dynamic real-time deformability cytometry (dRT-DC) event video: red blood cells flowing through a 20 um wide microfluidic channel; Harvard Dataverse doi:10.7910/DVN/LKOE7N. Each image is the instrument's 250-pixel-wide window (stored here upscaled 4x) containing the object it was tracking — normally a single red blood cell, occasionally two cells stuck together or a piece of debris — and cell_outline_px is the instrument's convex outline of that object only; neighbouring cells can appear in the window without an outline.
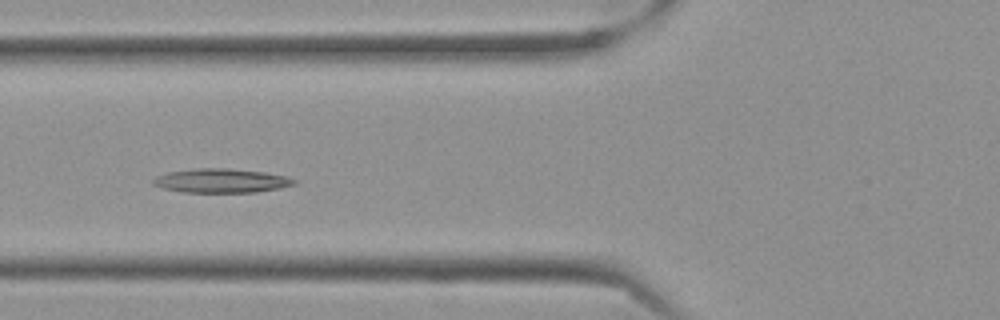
{"species": "Egyptian fruit bat (a non-hibernating species)", "species_latin": "Rousettus aegyptiacus", "temperature_condition": "cold", "stored_images_in_passage": 44, "camera_frame_rate_fps": 3000, "um_per_image_px": 0.085, "frame": {"image": 1, "passage_image": 18, "time_ms": 5.667, "image_size_px": [1000, 320], "cell_outline_px": [[300, 180], [296, 184], [280, 188], [256, 192], [184, 192], [164, 188], [152, 184], [152, 180], [156, 176], [168, 172], [196, 168], [228, 168], [264, 172], [284, 176]], "centroid_in_image_um": [18.83, 15.35], "position_along_channel_um": 107.0, "area_um2": 19.77}}
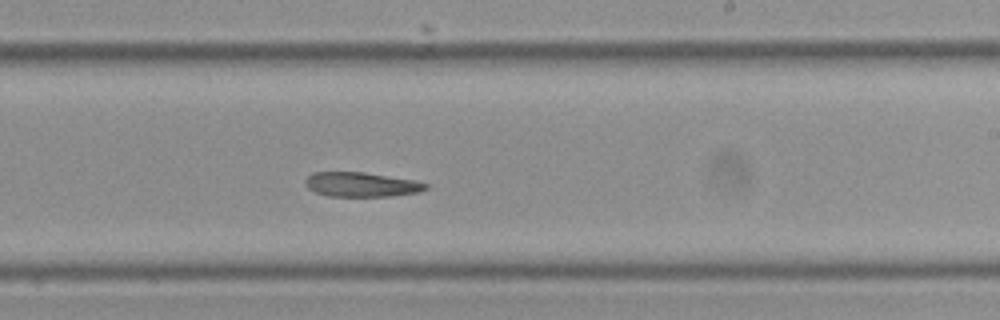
{"frame": {"image": 2, "passage_image": 31, "time_ms": 10.0, "image_size_px": [1000, 320], "cell_outline_px": [[428, 188], [420, 192], [388, 196], [328, 196], [316, 192], [308, 188], [304, 184], [304, 180], [312, 172], [364, 172], [416, 180], [428, 184]], "centroid_in_image_um": [30.71, 15.68], "position_along_channel_um": 258.3, "area_um2": 17.28}}
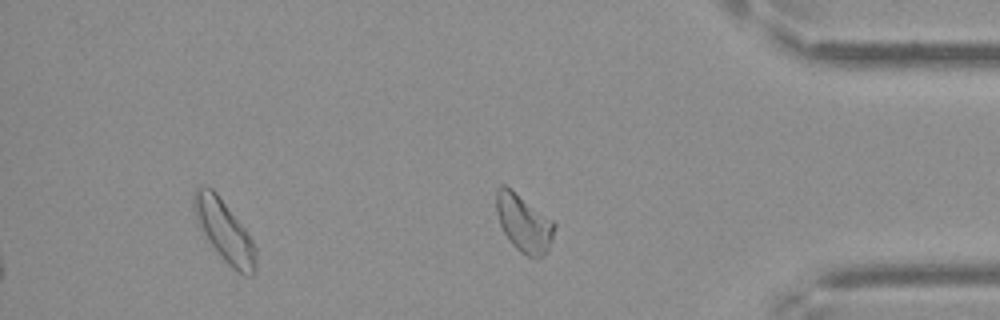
{"frame": {"image": 3, "passage_image": 44, "time_ms": 14.333, "image_size_px": [1000, 320], "cell_outline_px": [[556, 228], [548, 252], [540, 256], [528, 256], [520, 252], [508, 240], [500, 224], [496, 212], [496, 192], [500, 184], [504, 184], [512, 188], [552, 220], [556, 224]], "centroid_in_image_um": [44.52, 18.94], "position_along_channel_um": 390.7, "area_um2": 19.59}}